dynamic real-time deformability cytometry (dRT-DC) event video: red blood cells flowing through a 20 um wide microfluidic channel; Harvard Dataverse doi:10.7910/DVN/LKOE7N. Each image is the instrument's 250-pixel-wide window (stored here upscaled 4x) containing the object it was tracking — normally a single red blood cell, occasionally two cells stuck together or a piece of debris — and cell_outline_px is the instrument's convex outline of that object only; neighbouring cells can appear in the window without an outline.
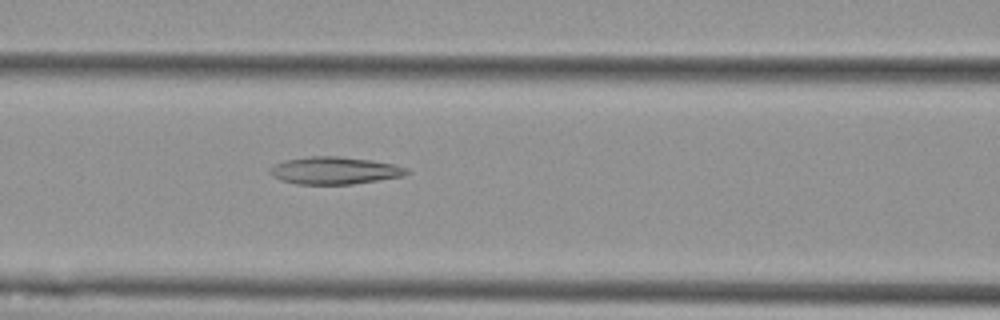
{"species": "Egyptian fruit bat (a non-hibernating species)", "species_latin": "Rousettus aegyptiacus", "temperature_condition": "cold", "stored_images_in_passage": 38, "camera_frame_rate_fps": 3000, "um_per_image_px": 0.085, "animal": {"sex": "female"}, "frame": {"image": 1, "passage_image": 6, "time_ms": 1.667, "image_size_px": [1000, 320], "cell_outline_px": [[412, 172], [404, 176], [352, 184], [296, 184], [280, 180], [272, 176], [268, 172], [268, 168], [284, 160], [308, 156], [340, 156], [372, 160], [396, 164], [408, 168]], "centroid_in_image_um": [28.45, 14.49], "position_along_channel_um": 138.1, "area_um2": 22.14}}
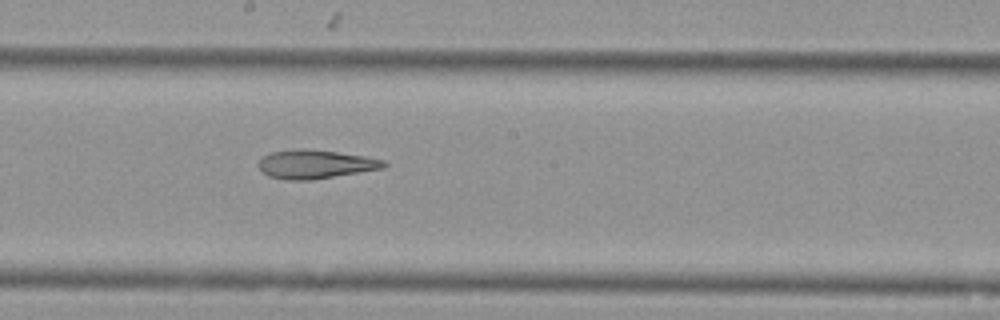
{"frame": {"image": 2, "passage_image": 13, "time_ms": 4.0, "image_size_px": [1000, 320], "cell_outline_px": [[388, 164], [384, 168], [312, 180], [284, 180], [268, 176], [256, 164], [264, 156], [272, 152], [300, 148], [304, 148], [368, 156], [384, 160]], "centroid_in_image_um": [26.82, 13.96], "position_along_channel_um": 221.4, "area_um2": 21.04}}
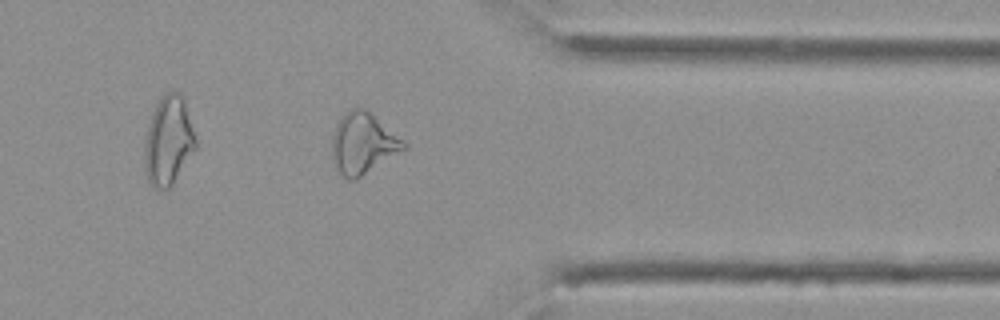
{"frame": {"image": 3, "passage_image": 27, "time_ms": 8.667, "image_size_px": [1000, 320], "cell_outline_px": [[408, 148], [356, 180], [348, 180], [336, 168], [332, 160], [332, 136], [336, 124], [340, 116], [344, 112], [352, 108], [364, 108], [372, 112], [404, 140], [408, 144]], "centroid_in_image_um": [30.87, 12.18], "position_along_channel_um": 380.5, "area_um2": 26.01}}